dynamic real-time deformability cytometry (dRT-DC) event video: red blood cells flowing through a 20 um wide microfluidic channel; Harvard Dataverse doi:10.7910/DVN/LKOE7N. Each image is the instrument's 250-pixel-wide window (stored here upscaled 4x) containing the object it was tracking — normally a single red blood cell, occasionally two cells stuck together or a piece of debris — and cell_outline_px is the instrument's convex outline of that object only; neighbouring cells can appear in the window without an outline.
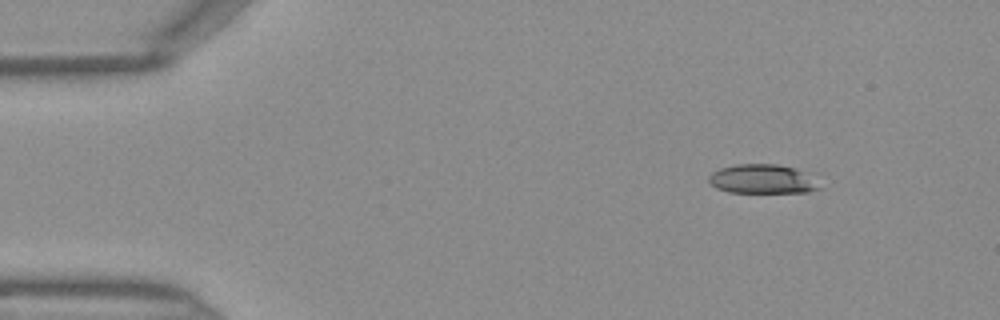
{"species": "Egyptian fruit bat (a non-hibernating species)", "species_latin": "Rousettus aegyptiacus", "temperature_condition": "warm", "stored_images_in_passage": 22, "camera_frame_rate_fps": 3000, "um_per_image_px": 0.085, "frame": {"image": 1, "passage_image": 1, "time_ms": 0.0, "image_size_px": [1000, 320], "cell_outline_px": [[824, 188], [808, 192], [728, 192], [716, 188], [708, 180], [708, 176], [712, 172], [720, 168], [736, 164], [776, 164], [816, 172]], "centroid_in_image_um": [64.99, 15.21], "position_along_channel_um": 20.0, "area_um2": 19.65}}
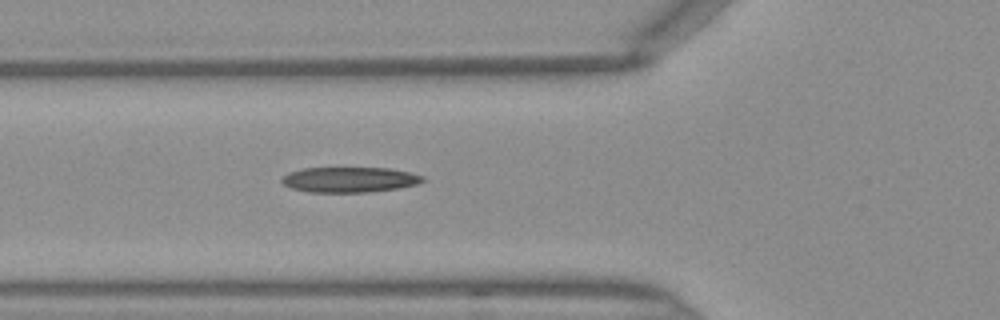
{"frame": {"image": 2, "passage_image": 12, "time_ms": 3.667, "image_size_px": [1000, 320], "cell_outline_px": [[424, 180], [416, 184], [400, 188], [368, 192], [308, 192], [292, 188], [284, 184], [280, 180], [288, 172], [304, 168], [388, 168], [408, 172], [424, 176]], "centroid_in_image_um": [29.69, 15.27], "position_along_channel_um": 96.1, "area_um2": 20.69}}
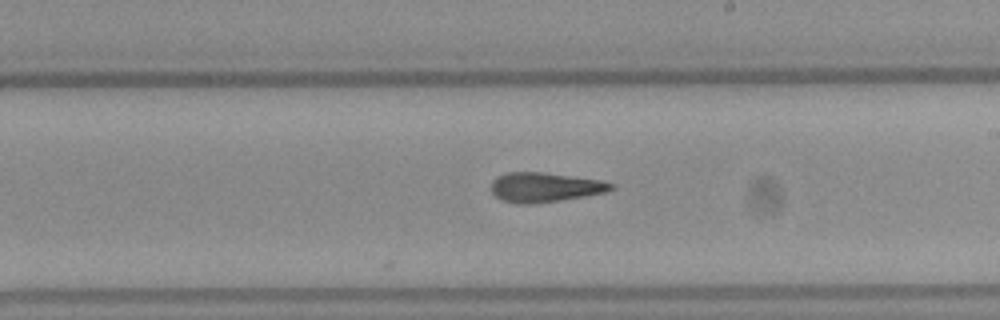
{"frame": {"image": 3, "passage_image": 22, "time_ms": 7.0, "image_size_px": [1000, 320], "cell_outline_px": [[616, 188], [608, 192], [560, 200], [532, 204], [520, 204], [504, 200], [496, 196], [492, 192], [492, 180], [496, 176], [504, 172], [544, 172], [600, 180], [616, 184]], "centroid_in_image_um": [46.34, 15.9], "position_along_channel_um": 242.7, "area_um2": 20.75}}